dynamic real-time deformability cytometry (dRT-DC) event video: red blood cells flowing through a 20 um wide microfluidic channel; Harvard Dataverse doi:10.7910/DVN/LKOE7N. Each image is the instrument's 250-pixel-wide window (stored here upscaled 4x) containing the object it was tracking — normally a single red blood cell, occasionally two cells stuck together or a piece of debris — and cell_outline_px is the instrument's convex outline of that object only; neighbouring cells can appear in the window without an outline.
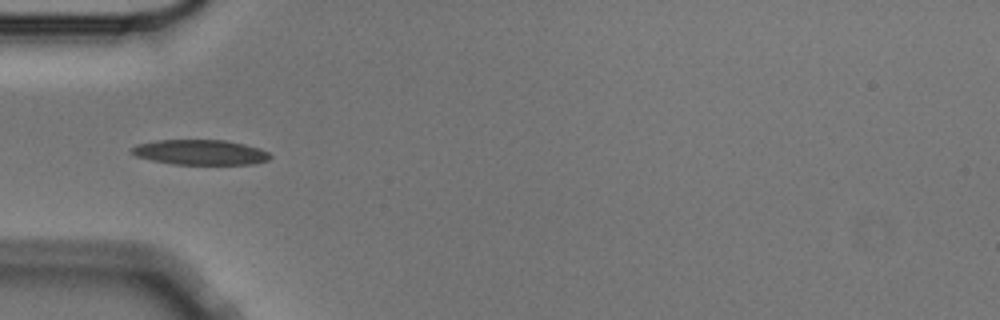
{"species": "Egyptian fruit bat (a non-hibernating species)", "species_latin": "Rousettus aegyptiacus", "temperature_condition": "cold", "stored_images_in_passage": 10, "camera_frame_rate_fps": 3000, "um_per_image_px": 0.085, "animal": {"sex": "male"}, "frame": {"image": 1, "passage_image": 5, "time_ms": 1.333, "image_size_px": [1000, 320], "cell_outline_px": [[272, 156], [268, 160], [252, 164], [172, 164], [152, 160], [136, 156], [128, 152], [136, 144], [156, 140], [224, 140], [244, 144], [260, 148], [268, 152]], "centroid_in_image_um": [17.0, 12.94], "position_along_channel_um": 68.0, "area_um2": 20.29}}
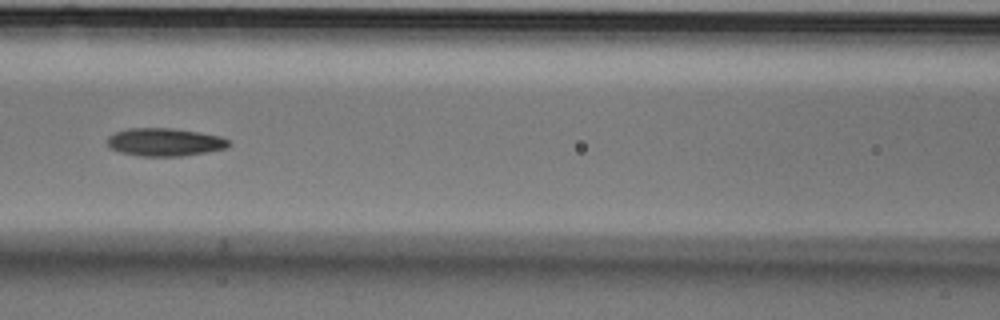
{"frame": {"image": 2, "passage_image": 7, "time_ms": 2.0, "image_size_px": [1000, 320], "cell_outline_px": [[232, 144], [228, 148], [180, 156], [140, 156], [120, 152], [108, 148], [108, 136], [116, 132], [128, 128], [172, 128], [200, 132], [220, 136], [228, 140]], "centroid_in_image_um": [14.0, 12.07], "position_along_channel_um": 152.6, "area_um2": 19.83}}
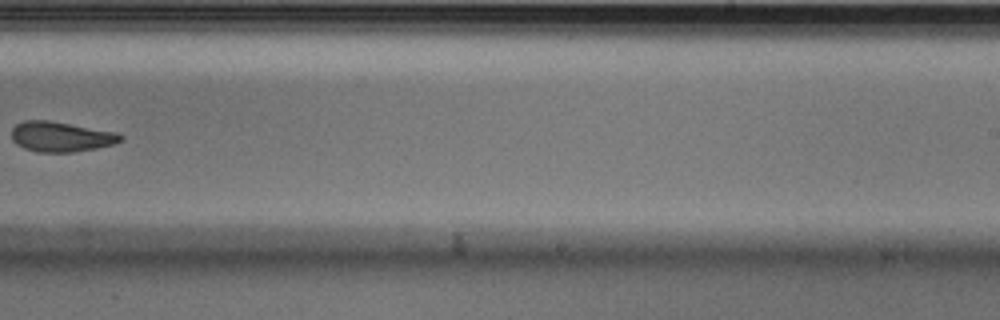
{"frame": {"image": 3, "passage_image": 10, "time_ms": 3.0, "image_size_px": [1000, 320], "cell_outline_px": [[124, 140], [112, 144], [96, 148], [72, 152], [36, 152], [24, 148], [16, 144], [12, 140], [12, 128], [16, 124], [24, 120], [48, 120], [116, 132], [124, 136]], "centroid_in_image_um": [5.16, 11.62], "position_along_channel_um": 283.8, "area_um2": 19.13}}